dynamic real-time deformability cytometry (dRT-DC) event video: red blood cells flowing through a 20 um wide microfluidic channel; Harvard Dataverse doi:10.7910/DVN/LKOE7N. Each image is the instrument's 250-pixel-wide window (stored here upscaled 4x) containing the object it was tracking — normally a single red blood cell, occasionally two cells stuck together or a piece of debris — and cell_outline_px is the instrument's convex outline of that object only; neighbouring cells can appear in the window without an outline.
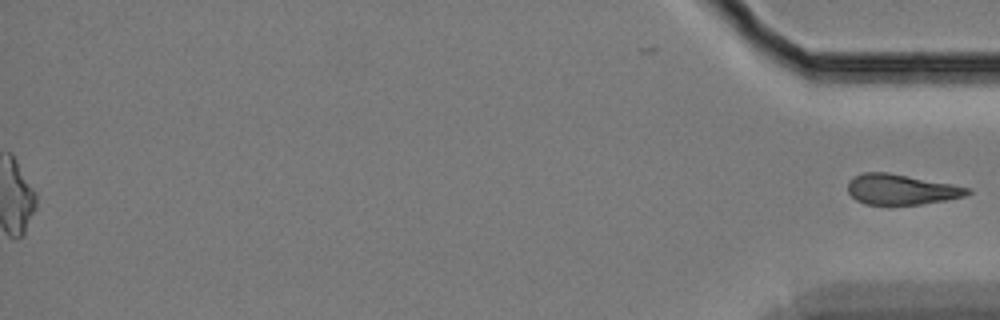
{"species": "Egyptian fruit bat (a non-hibernating species)", "species_latin": "Rousettus aegyptiacus", "temperature_condition": "cold", "stored_images_in_passage": 51, "segment_of_instrument_passage": [2, 2], "camera_frame_rate_fps": 3000, "um_per_image_px": 0.085, "animal": {"sex": "female"}, "frame": {"image": 1, "passage_image": 51, "time_ms": 16.667, "image_size_px": [1000, 320], "cell_outline_px": [[972, 192], [964, 196], [944, 200], [920, 204], [864, 204], [856, 200], [848, 192], [848, 180], [852, 176], [864, 172], [888, 172], [952, 184], [972, 188]], "centroid_in_image_um": [76.58, 16.09], "position_along_channel_um": 358.6, "area_um2": 21.15}}